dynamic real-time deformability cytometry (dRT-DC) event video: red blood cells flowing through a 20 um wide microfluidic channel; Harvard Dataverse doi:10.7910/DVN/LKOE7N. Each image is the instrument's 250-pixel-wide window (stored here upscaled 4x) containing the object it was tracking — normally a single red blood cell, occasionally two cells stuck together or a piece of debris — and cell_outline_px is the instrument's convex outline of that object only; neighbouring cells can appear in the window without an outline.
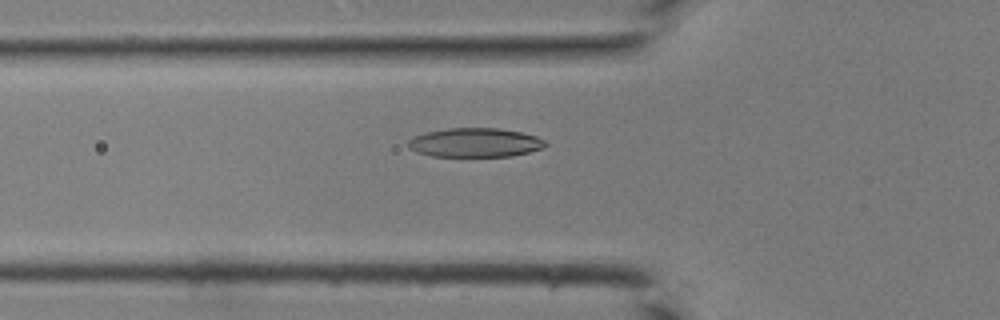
{"species": "common noctule bat (a hibernating species)", "species_latin": "Nyctalus noctula", "temperature_condition": "room temperature", "stored_images_in_passage": 43, "camera_frame_rate_fps": 3000, "um_per_image_px": 0.085, "animal": {"sex": "male", "body_mass_g": 19.0, "forearm_length_mm": 50.8}, "frame": {"image": 1, "passage_image": 16, "time_ms": 5.0, "image_size_px": [1000, 320], "cell_outline_px": [[548, 144], [540, 148], [528, 152], [512, 156], [432, 156], [416, 152], [408, 148], [408, 140], [424, 132], [448, 128], [500, 128], [520, 132], [536, 136], [544, 140]], "centroid_in_image_um": [40.35, 12.11], "position_along_channel_um": 85.5, "area_um2": 23.18}}
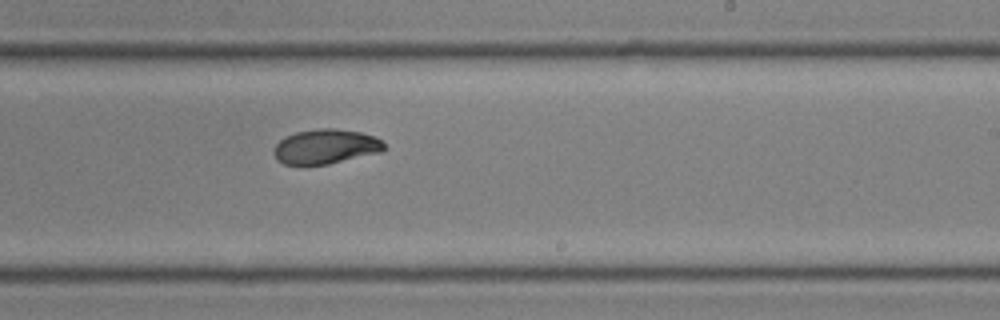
{"frame": {"image": 2, "passage_image": 27, "time_ms": 8.667, "image_size_px": [1000, 320], "cell_outline_px": [[384, 152], [328, 164], [284, 164], [276, 160], [272, 152], [272, 148], [284, 136], [296, 132], [320, 128], [336, 128], [360, 132], [372, 136], [380, 140], [384, 144]], "centroid_in_image_um": [27.65, 12.46], "position_along_channel_um": 261.3, "area_um2": 22.43}}
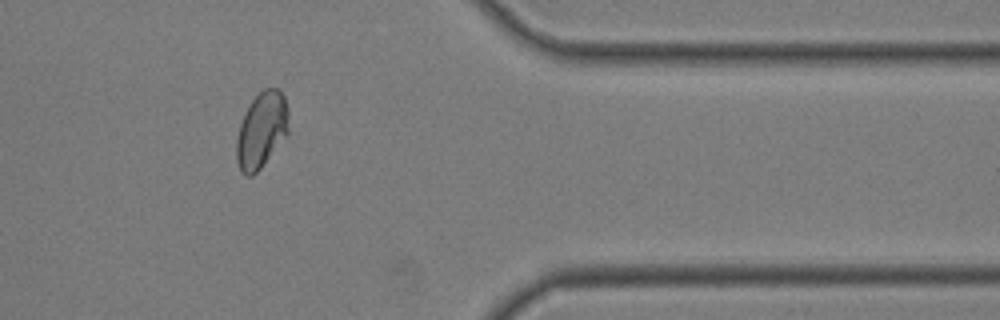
{"frame": {"image": 3, "passage_image": 36, "time_ms": 11.667, "image_size_px": [1000, 320], "cell_outline_px": [[288, 132], [260, 168], [252, 176], [248, 176], [240, 172], [236, 160], [236, 140], [240, 124], [244, 112], [252, 100], [264, 88], [276, 88], [284, 96], [288, 108]], "centroid_in_image_um": [22.2, 11.06], "position_along_channel_um": 389.2, "area_um2": 22.83}}